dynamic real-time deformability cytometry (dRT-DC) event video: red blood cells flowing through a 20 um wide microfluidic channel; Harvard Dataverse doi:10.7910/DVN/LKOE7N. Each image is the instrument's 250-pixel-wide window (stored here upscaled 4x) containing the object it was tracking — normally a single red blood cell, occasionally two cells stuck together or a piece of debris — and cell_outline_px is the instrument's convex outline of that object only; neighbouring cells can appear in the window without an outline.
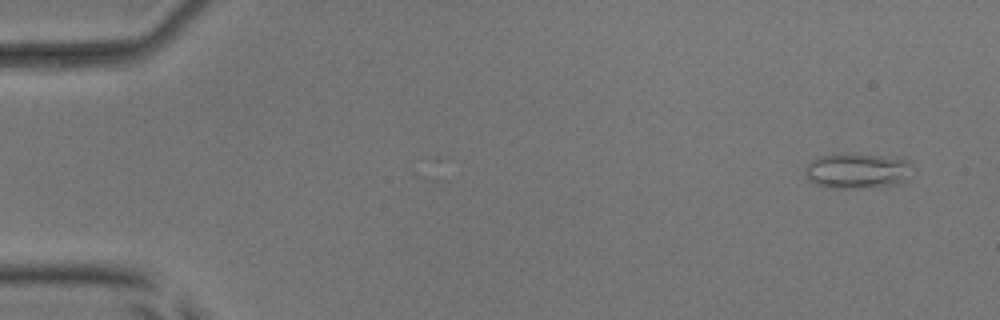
{"species": "common noctule bat (a hibernating species)", "species_latin": "Nyctalus noctula", "temperature_condition": "room temperature", "stored_images_in_passage": 2, "camera_frame_rate_fps": 3000, "um_per_image_px": 0.085, "animal": {"sex": "male", "body_mass_g": 17.9, "forearm_length_mm": 54.2}, "frame": {"image": 1, "passage_image": 2, "time_ms": 2.0, "image_size_px": [1000, 320], "cell_outline_px": [[908, 164], [900, 180], [896, 184], [872, 188], [828, 188], [816, 184], [808, 180], [804, 172], [804, 168], [812, 160], [820, 156], [836, 152], [848, 152], [880, 156], [908, 160]], "centroid_in_image_um": [72.67, 14.5], "position_along_channel_um": 12.3, "area_um2": 21.79}}